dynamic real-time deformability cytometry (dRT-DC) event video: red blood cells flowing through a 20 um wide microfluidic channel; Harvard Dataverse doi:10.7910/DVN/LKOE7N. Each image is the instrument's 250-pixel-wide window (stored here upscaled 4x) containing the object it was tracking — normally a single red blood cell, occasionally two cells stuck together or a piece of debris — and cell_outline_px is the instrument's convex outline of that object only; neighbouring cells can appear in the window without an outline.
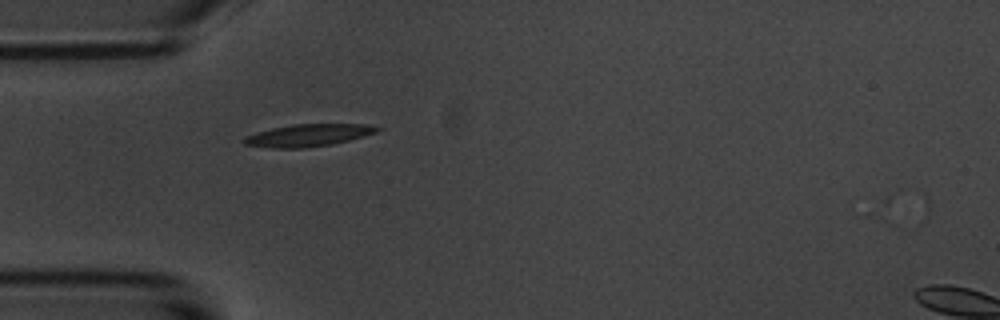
{"species": "common noctule bat (a hibernating species)", "species_latin": "Nyctalus noctula", "temperature_condition": "room temperature", "stored_images_in_passage": 42, "camera_frame_rate_fps": 3000, "um_per_image_px": 0.085, "animal": {"sex": "male", "body_mass_g": 20.1, "forearm_length_mm": 53.5}, "frame": {"image": 1, "passage_image": 1, "time_ms": 0.0, "image_size_px": [1000, 320], "cell_outline_px": [[384, 128], [376, 132], [348, 140], [332, 144], [304, 148], [272, 148], [244, 144], [244, 136], [256, 132], [272, 128], [292, 124], [364, 124]], "centroid_in_image_um": [26.18, 11.49], "position_along_channel_um": 58.8, "area_um2": 17.17}}
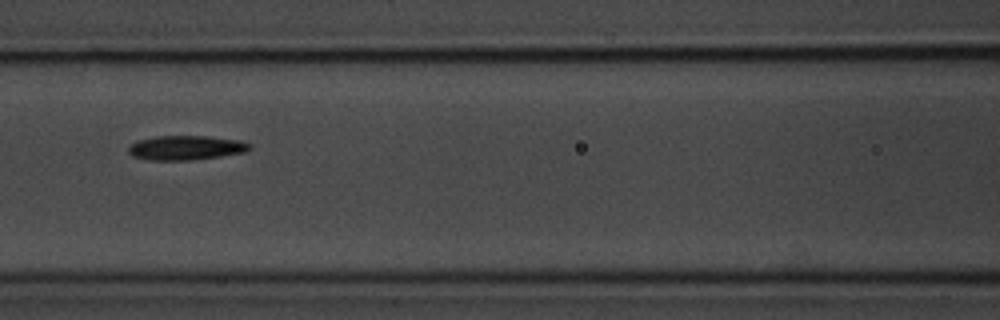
{"frame": {"image": 2, "passage_image": 9, "time_ms": 2.667, "image_size_px": [1000, 320], "cell_outline_px": [[252, 148], [244, 152], [220, 156], [192, 160], [148, 160], [132, 156], [128, 152], [128, 144], [140, 140], [156, 136], [208, 136], [240, 140], [252, 144]], "centroid_in_image_um": [15.8, 12.56], "position_along_channel_um": 150.8, "area_um2": 17.34}}
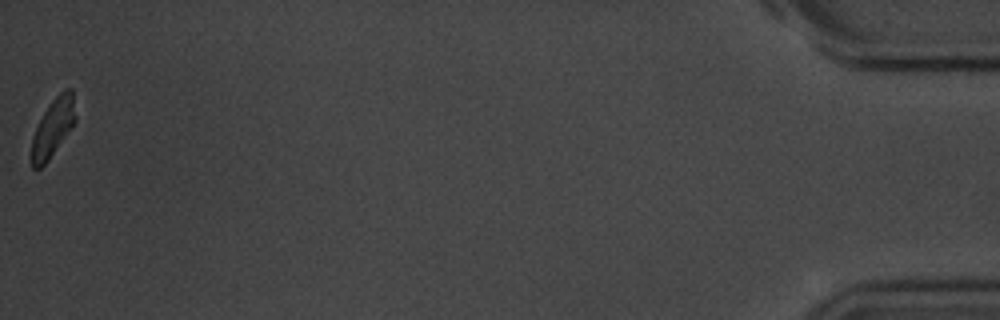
{"frame": {"image": 3, "passage_image": 41, "time_ms": 13.333, "image_size_px": [1000, 320], "cell_outline_px": [[76, 120], [72, 128], [48, 160], [40, 168], [32, 168], [32, 136], [48, 104], [64, 88], [72, 88], [76, 116]], "centroid_in_image_um": [4.53, 10.81], "position_along_channel_um": 430.7, "area_um2": 14.74}}